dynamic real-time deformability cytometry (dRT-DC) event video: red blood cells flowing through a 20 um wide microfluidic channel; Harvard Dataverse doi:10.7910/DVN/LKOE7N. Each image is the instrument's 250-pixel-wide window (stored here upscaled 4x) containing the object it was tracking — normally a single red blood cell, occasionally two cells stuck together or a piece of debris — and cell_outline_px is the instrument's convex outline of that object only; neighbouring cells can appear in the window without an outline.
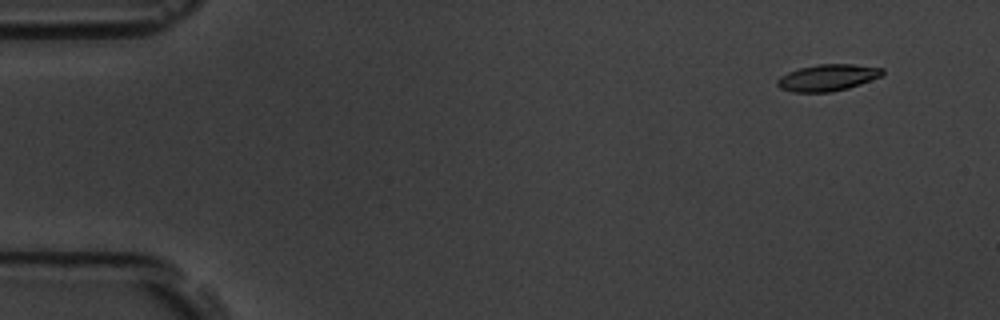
{"species": "common noctule bat (a hibernating species)", "species_latin": "Nyctalus noctula", "temperature_condition": "room temperature", "stored_images_in_passage": 6, "camera_frame_rate_fps": 3000, "um_per_image_px": 0.085, "animal": {"sex": "male", "body_mass_g": 19.5, "forearm_length_mm": 54.6}, "frame": {"image": 1, "passage_image": 2, "time_ms": 1.333, "image_size_px": [1000, 320], "cell_outline_px": [[884, 72], [880, 76], [860, 84], [848, 88], [832, 92], [792, 92], [780, 88], [776, 84], [776, 80], [780, 76], [788, 72], [800, 68], [816, 64], [852, 64], [884, 68]], "centroid_in_image_um": [70.32, 6.6], "position_along_channel_um": 14.7, "area_um2": 16.3}}
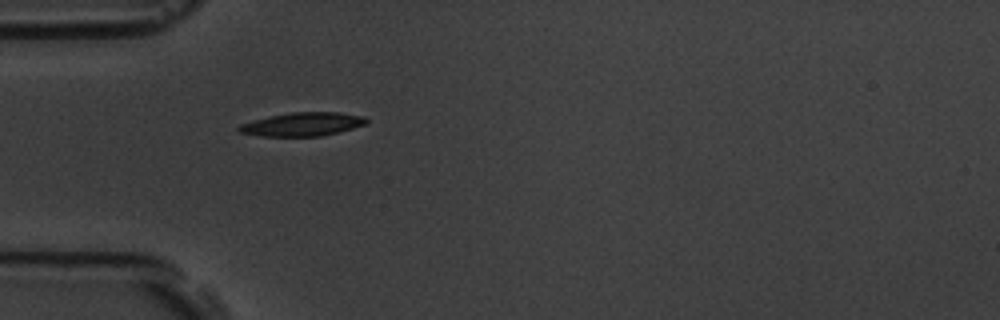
{"frame": {"image": 2, "passage_image": 6, "time_ms": 5.667, "image_size_px": [1000, 320], "cell_outline_px": [[368, 120], [364, 124], [352, 128], [320, 136], [260, 136], [240, 132], [236, 128], [240, 124], [268, 116], [292, 112], [340, 112], [364, 116]], "centroid_in_image_um": [25.68, 10.55], "position_along_channel_um": 59.3, "area_um2": 17.34}}